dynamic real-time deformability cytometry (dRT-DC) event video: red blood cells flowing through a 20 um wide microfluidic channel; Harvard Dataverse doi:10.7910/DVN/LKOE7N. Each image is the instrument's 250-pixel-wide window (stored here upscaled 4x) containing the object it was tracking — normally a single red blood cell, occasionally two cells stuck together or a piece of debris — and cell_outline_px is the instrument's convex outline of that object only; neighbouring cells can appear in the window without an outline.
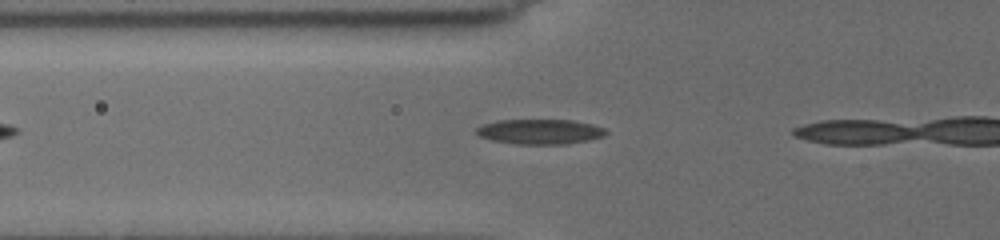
{"species": "common noctule bat (a hibernating species)", "species_latin": "Nyctalus noctula", "temperature_condition": "cold", "stored_images_in_passage": 4, "camera_frame_rate_fps": 3000, "um_per_image_px": 0.085, "animal": {"sex": "female", "body_mass_g": 19.5, "forearm_length_mm": 54.1}, "frame": {"image": 1, "passage_image": 2, "time_ms": 0.333, "image_size_px": [1000, 240], "cell_outline_px": [[608, 132], [604, 136], [588, 140], [568, 144], [516, 144], [492, 140], [480, 136], [476, 132], [476, 128], [484, 124], [496, 120], [572, 120], [604, 128]], "centroid_in_image_um": [45.89, 11.19], "position_along_channel_um": 79.9, "area_um2": 18.73}}